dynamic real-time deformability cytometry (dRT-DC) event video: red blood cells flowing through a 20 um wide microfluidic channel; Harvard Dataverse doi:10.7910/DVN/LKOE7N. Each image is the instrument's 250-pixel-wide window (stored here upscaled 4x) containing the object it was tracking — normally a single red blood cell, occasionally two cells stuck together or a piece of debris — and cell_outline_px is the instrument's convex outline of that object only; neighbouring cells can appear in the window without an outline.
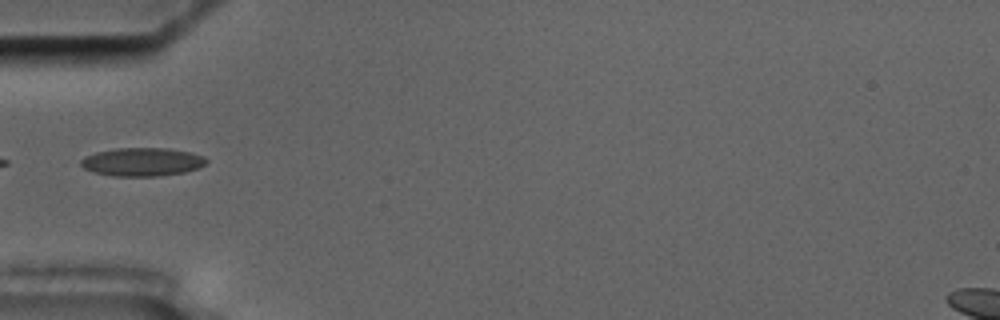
{"species": "common noctule bat (a hibernating species)", "species_latin": "Nyctalus noctula", "temperature_condition": "cold", "stored_images_in_passage": 5, "camera_frame_rate_fps": 3000, "um_per_image_px": 0.085, "animal": {"sex": "male", "body_mass_g": 17.5, "forearm_length_mm": 52.3}, "frame": {"image": 1, "passage_image": 2, "time_ms": 1.333, "image_size_px": [1000, 320], "cell_outline_px": [[208, 160], [204, 164], [196, 168], [184, 172], [160, 176], [112, 176], [96, 172], [84, 168], [80, 164], [80, 160], [84, 156], [96, 152], [116, 148], [168, 148], [192, 152], [204, 156]], "centroid_in_image_um": [12.08, 13.75], "position_along_channel_um": 72.9, "area_um2": 20.75}}
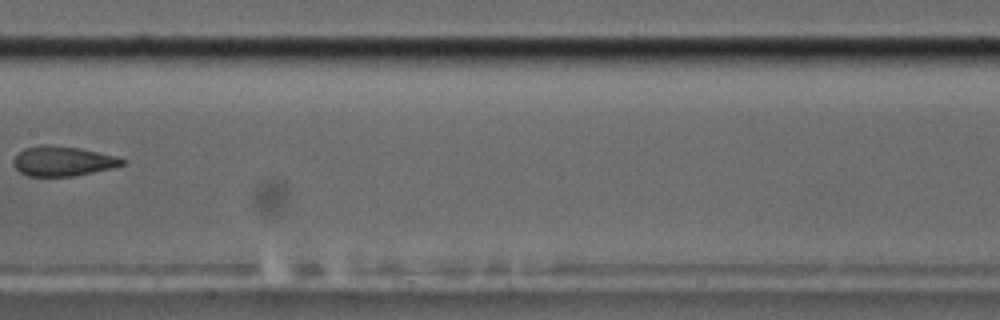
{"frame": {"image": 2, "passage_image": 5, "time_ms": 5.0, "image_size_px": [1000, 320], "cell_outline_px": [[124, 164], [112, 168], [72, 176], [28, 176], [20, 172], [12, 164], [12, 160], [24, 148], [40, 144], [48, 144], [80, 148], [116, 156], [124, 160]], "centroid_in_image_um": [5.29, 13.68], "position_along_channel_um": 202.1, "area_um2": 18.84}}